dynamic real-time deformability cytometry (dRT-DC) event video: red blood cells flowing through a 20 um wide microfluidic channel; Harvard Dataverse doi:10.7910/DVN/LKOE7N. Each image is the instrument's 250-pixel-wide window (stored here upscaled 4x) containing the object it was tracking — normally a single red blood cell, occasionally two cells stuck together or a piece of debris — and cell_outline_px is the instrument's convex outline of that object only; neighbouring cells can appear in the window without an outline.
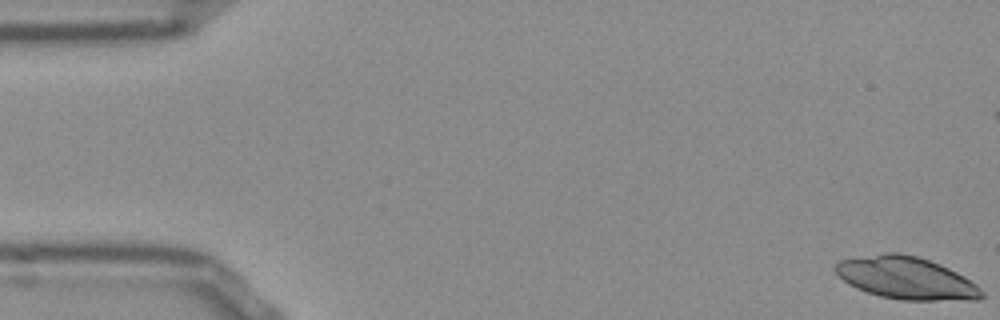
{"species": "Egyptian fruit bat (a non-hibernating species)", "species_latin": "Rousettus aegyptiacus", "temperature_condition": "room temperature", "stored_images_in_passage": 33, "camera_frame_rate_fps": 3000, "um_per_image_px": 0.085, "frame": {"image": 1, "passage_image": 1, "time_ms": 0.0, "image_size_px": [1000, 320], "cell_outline_px": [[984, 296], [976, 300], [900, 300], [880, 296], [868, 292], [844, 280], [836, 272], [836, 264], [840, 260], [884, 252], [900, 252], [916, 256], [940, 264], [964, 276], [976, 284], [984, 292]], "centroid_in_image_um": [77.08, 23.63], "position_along_channel_um": 7.9, "area_um2": 35.78}}